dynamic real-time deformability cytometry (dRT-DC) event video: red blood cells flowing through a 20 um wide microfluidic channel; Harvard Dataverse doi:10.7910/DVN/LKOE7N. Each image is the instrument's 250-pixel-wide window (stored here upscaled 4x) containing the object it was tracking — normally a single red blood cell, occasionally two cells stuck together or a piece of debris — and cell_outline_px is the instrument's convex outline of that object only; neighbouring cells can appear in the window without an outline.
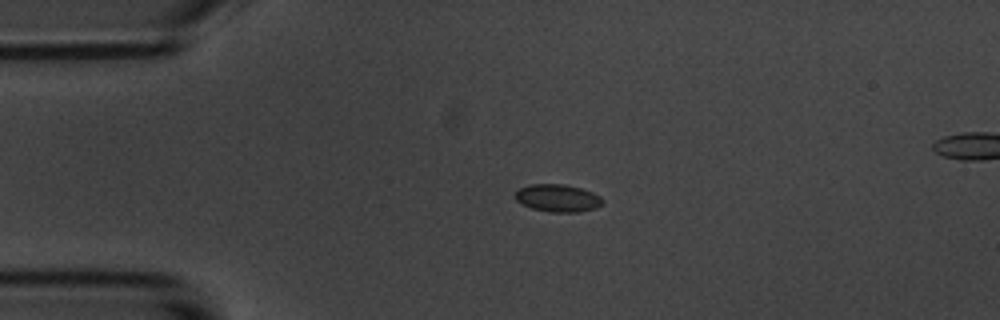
{"species": "common noctule bat (a hibernating species)", "species_latin": "Nyctalus noctula", "temperature_condition": "room temperature", "stored_images_in_passage": 46, "segment_of_instrument_passage": [1, 2], "camera_frame_rate_fps": 3000, "um_per_image_px": 0.085, "animal": {"sex": "male", "body_mass_g": 20.1, "forearm_length_mm": 53.5}, "frame": {"image": 1, "passage_image": 1, "time_ms": 0.0, "image_size_px": [1000, 320], "cell_outline_px": [[604, 204], [596, 208], [576, 212], [552, 212], [532, 208], [516, 200], [516, 192], [520, 188], [528, 184], [564, 184], [580, 188], [592, 192], [600, 196], [604, 200]], "centroid_in_image_um": [47.44, 16.83], "position_along_channel_um": 37.6, "area_um2": 13.93}}
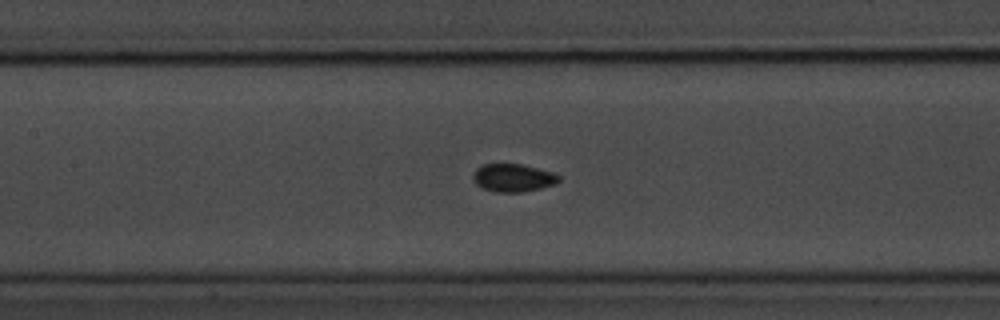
{"frame": {"image": 2, "passage_image": 14, "time_ms": 4.333, "image_size_px": [1000, 320], "cell_outline_px": [[560, 180], [556, 184], [540, 188], [520, 192], [496, 192], [484, 188], [476, 184], [472, 180], [472, 176], [476, 168], [480, 164], [520, 164], [552, 172], [560, 176]], "centroid_in_image_um": [43.59, 15.11], "position_along_channel_um": 163.8, "area_um2": 13.93}}
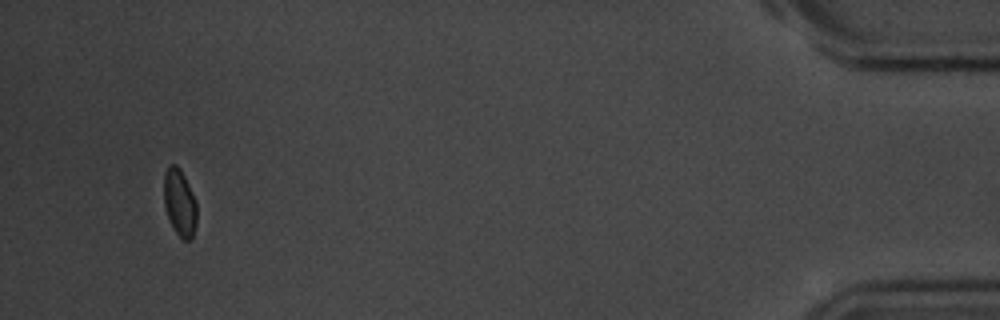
{"frame": {"image": 3, "passage_image": 42, "time_ms": 13.667, "image_size_px": [1000, 320], "cell_outline_px": [[196, 224], [192, 240], [184, 240], [176, 232], [168, 216], [164, 204], [164, 172], [168, 164], [176, 164], [180, 168], [192, 192], [196, 204]], "centroid_in_image_um": [15.26, 17.19], "position_along_channel_um": 419.9, "area_um2": 12.77}}